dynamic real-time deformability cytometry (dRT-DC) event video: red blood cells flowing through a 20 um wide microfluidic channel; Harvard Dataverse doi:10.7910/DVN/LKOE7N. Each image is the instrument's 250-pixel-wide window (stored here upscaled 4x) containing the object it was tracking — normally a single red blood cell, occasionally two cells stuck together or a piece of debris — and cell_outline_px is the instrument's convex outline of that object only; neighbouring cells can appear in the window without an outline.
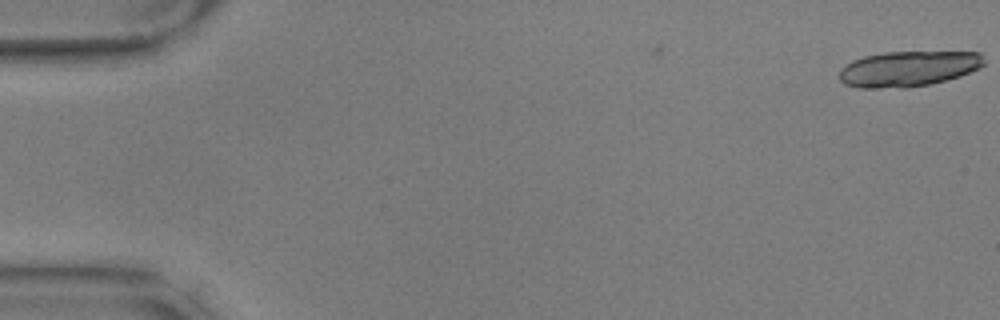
{"species": "common noctule bat (a hibernating species)", "species_latin": "Nyctalus noctula", "temperature_condition": "warm", "stored_images_in_passage": 7, "camera_frame_rate_fps": 3000, "um_per_image_px": 0.085, "animal": {"sex": "male", "body_mass_g": 17.9, "forearm_length_mm": 54.2}, "frame": {"image": 1, "passage_image": 7, "time_ms": 2.0, "image_size_px": [1000, 320], "cell_outline_px": [[984, 64], [980, 68], [960, 76], [928, 84], [908, 88], [856, 88], [844, 84], [840, 80], [840, 68], [852, 60], [864, 56], [884, 52], [980, 52], [984, 60]], "centroid_in_image_um": [77.17, 5.85], "position_along_channel_um": 7.8, "area_um2": 30.06}}